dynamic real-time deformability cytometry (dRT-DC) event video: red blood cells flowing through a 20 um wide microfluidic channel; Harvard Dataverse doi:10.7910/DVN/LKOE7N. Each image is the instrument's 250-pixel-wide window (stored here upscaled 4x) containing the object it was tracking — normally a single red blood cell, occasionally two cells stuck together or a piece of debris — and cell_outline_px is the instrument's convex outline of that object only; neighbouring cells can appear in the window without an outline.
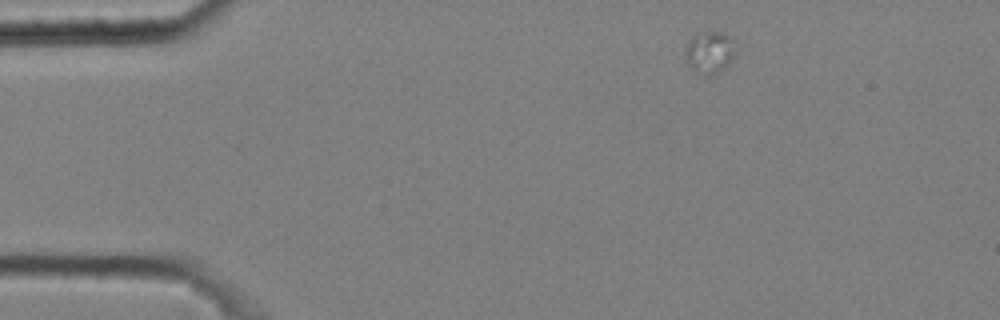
{"species": "common noctule bat (a hibernating species)", "species_latin": "Nyctalus noctula", "temperature_condition": "cold", "stored_images_in_passage": 10, "camera_frame_rate_fps": 3000, "um_per_image_px": 0.085, "animal": {"sex": "male", "body_mass_g": 20.4}, "frame": {"image": 1, "passage_image": 1, "time_ms": 0.0, "image_size_px": [1000, 320], "cell_outline_px": [[736, 52], [728, 64], [724, 68], [716, 72], [696, 72], [688, 64], [684, 52], [684, 48], [688, 40], [692, 36], [704, 32], [724, 32], [732, 36], [736, 40]], "centroid_in_image_um": [60.35, 4.36], "position_along_channel_um": 24.7, "area_um2": 12.31}}